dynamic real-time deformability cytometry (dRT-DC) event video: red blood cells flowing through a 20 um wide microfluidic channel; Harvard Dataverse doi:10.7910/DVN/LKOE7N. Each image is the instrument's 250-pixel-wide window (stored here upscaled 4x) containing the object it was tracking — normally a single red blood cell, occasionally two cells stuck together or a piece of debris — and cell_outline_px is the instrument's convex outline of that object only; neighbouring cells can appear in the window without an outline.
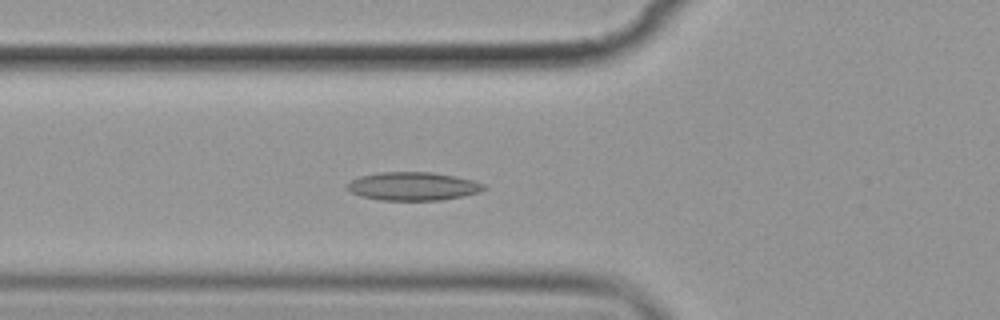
{"species": "common noctule bat (a hibernating species)", "species_latin": "Nyctalus noctula", "temperature_condition": "cold", "stored_images_in_passage": 5, "camera_frame_rate_fps": 3000, "um_per_image_px": 0.085, "animal": {"sex": "female", "body_mass_g": 19.9}, "frame": {"image": 1, "passage_image": 5, "time_ms": 4.667, "image_size_px": [1000, 320], "cell_outline_px": [[488, 188], [480, 192], [464, 196], [440, 200], [380, 200], [360, 196], [344, 188], [344, 184], [360, 176], [380, 172], [432, 172], [456, 176], [472, 180], [484, 184]], "centroid_in_image_um": [35.1, 15.83], "position_along_channel_um": 90.7, "area_um2": 22.77}}